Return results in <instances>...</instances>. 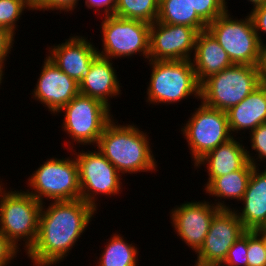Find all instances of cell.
Returning a JSON list of instances; mask_svg holds the SVG:
<instances>
[{"mask_svg":"<svg viewBox=\"0 0 266 266\" xmlns=\"http://www.w3.org/2000/svg\"><path fill=\"white\" fill-rule=\"evenodd\" d=\"M42 204L35 243L26 252L34 266L64 261L97 212L81 198ZM70 250V251H69Z\"/></svg>","mask_w":266,"mask_h":266,"instance_id":"6da1fadb","label":"cell"},{"mask_svg":"<svg viewBox=\"0 0 266 266\" xmlns=\"http://www.w3.org/2000/svg\"><path fill=\"white\" fill-rule=\"evenodd\" d=\"M114 117L105 126L95 146L122 174L152 172L157 162L149 136L132 124L121 125Z\"/></svg>","mask_w":266,"mask_h":266,"instance_id":"7a4b0ae2","label":"cell"},{"mask_svg":"<svg viewBox=\"0 0 266 266\" xmlns=\"http://www.w3.org/2000/svg\"><path fill=\"white\" fill-rule=\"evenodd\" d=\"M0 182V231L17 248L27 252L35 243L42 203L26 191H6Z\"/></svg>","mask_w":266,"mask_h":266,"instance_id":"3957f363","label":"cell"},{"mask_svg":"<svg viewBox=\"0 0 266 266\" xmlns=\"http://www.w3.org/2000/svg\"><path fill=\"white\" fill-rule=\"evenodd\" d=\"M152 68L147 87L149 104H173L194 95L200 99L201 84L197 81L191 60H148Z\"/></svg>","mask_w":266,"mask_h":266,"instance_id":"277c9868","label":"cell"},{"mask_svg":"<svg viewBox=\"0 0 266 266\" xmlns=\"http://www.w3.org/2000/svg\"><path fill=\"white\" fill-rule=\"evenodd\" d=\"M28 178L26 190L40 203L72 201L81 198L77 161L74 158L51 157ZM45 198V199H44Z\"/></svg>","mask_w":266,"mask_h":266,"instance_id":"5b68a950","label":"cell"},{"mask_svg":"<svg viewBox=\"0 0 266 266\" xmlns=\"http://www.w3.org/2000/svg\"><path fill=\"white\" fill-rule=\"evenodd\" d=\"M259 86L256 66L234 64L201 83L200 99L209 107L227 112Z\"/></svg>","mask_w":266,"mask_h":266,"instance_id":"8992f818","label":"cell"},{"mask_svg":"<svg viewBox=\"0 0 266 266\" xmlns=\"http://www.w3.org/2000/svg\"><path fill=\"white\" fill-rule=\"evenodd\" d=\"M244 18L234 19L226 10L207 25V30L227 52L233 64L256 66L261 43L250 14Z\"/></svg>","mask_w":266,"mask_h":266,"instance_id":"52a82bcc","label":"cell"},{"mask_svg":"<svg viewBox=\"0 0 266 266\" xmlns=\"http://www.w3.org/2000/svg\"><path fill=\"white\" fill-rule=\"evenodd\" d=\"M110 110L100 100L79 93L58 113L65 114L62 128L73 143L95 147L113 117Z\"/></svg>","mask_w":266,"mask_h":266,"instance_id":"ba28073f","label":"cell"},{"mask_svg":"<svg viewBox=\"0 0 266 266\" xmlns=\"http://www.w3.org/2000/svg\"><path fill=\"white\" fill-rule=\"evenodd\" d=\"M101 23L102 52L100 56L117 59L140 54L149 60L150 24L132 19L120 18L115 15L103 16Z\"/></svg>","mask_w":266,"mask_h":266,"instance_id":"9c48e42d","label":"cell"},{"mask_svg":"<svg viewBox=\"0 0 266 266\" xmlns=\"http://www.w3.org/2000/svg\"><path fill=\"white\" fill-rule=\"evenodd\" d=\"M181 128L191 151L193 165L207 153L234 137L225 111L205 105L202 101Z\"/></svg>","mask_w":266,"mask_h":266,"instance_id":"30bf717a","label":"cell"},{"mask_svg":"<svg viewBox=\"0 0 266 266\" xmlns=\"http://www.w3.org/2000/svg\"><path fill=\"white\" fill-rule=\"evenodd\" d=\"M70 153L76 155L81 199L84 202L97 210V196L104 194L111 197L121 193L123 175L100 151L75 152L73 149Z\"/></svg>","mask_w":266,"mask_h":266,"instance_id":"8fae6325","label":"cell"},{"mask_svg":"<svg viewBox=\"0 0 266 266\" xmlns=\"http://www.w3.org/2000/svg\"><path fill=\"white\" fill-rule=\"evenodd\" d=\"M247 230L233 209H221L212 219L195 264L219 266L235 241Z\"/></svg>","mask_w":266,"mask_h":266,"instance_id":"7c38bea8","label":"cell"},{"mask_svg":"<svg viewBox=\"0 0 266 266\" xmlns=\"http://www.w3.org/2000/svg\"><path fill=\"white\" fill-rule=\"evenodd\" d=\"M198 31L185 25L150 24L149 60H191Z\"/></svg>","mask_w":266,"mask_h":266,"instance_id":"4fadbf2b","label":"cell"},{"mask_svg":"<svg viewBox=\"0 0 266 266\" xmlns=\"http://www.w3.org/2000/svg\"><path fill=\"white\" fill-rule=\"evenodd\" d=\"M220 210L213 202H184L170 211L171 224L177 236L196 253L208 234L213 217Z\"/></svg>","mask_w":266,"mask_h":266,"instance_id":"5bb4252c","label":"cell"},{"mask_svg":"<svg viewBox=\"0 0 266 266\" xmlns=\"http://www.w3.org/2000/svg\"><path fill=\"white\" fill-rule=\"evenodd\" d=\"M34 88L32 98L44 104L55 115L80 93L79 84L47 57Z\"/></svg>","mask_w":266,"mask_h":266,"instance_id":"9a60e30c","label":"cell"},{"mask_svg":"<svg viewBox=\"0 0 266 266\" xmlns=\"http://www.w3.org/2000/svg\"><path fill=\"white\" fill-rule=\"evenodd\" d=\"M86 36H69L62 44L49 47L46 57L78 84L85 80L93 60L99 55Z\"/></svg>","mask_w":266,"mask_h":266,"instance_id":"2e32d148","label":"cell"},{"mask_svg":"<svg viewBox=\"0 0 266 266\" xmlns=\"http://www.w3.org/2000/svg\"><path fill=\"white\" fill-rule=\"evenodd\" d=\"M112 64L111 59L98 55L93 60L85 80L79 84L80 94L98 99L109 108V98L120 95L122 87Z\"/></svg>","mask_w":266,"mask_h":266,"instance_id":"e0dca14e","label":"cell"},{"mask_svg":"<svg viewBox=\"0 0 266 266\" xmlns=\"http://www.w3.org/2000/svg\"><path fill=\"white\" fill-rule=\"evenodd\" d=\"M254 166L244 197L242 210H234L246 230H256L266 222V166Z\"/></svg>","mask_w":266,"mask_h":266,"instance_id":"ac0fdd59","label":"cell"},{"mask_svg":"<svg viewBox=\"0 0 266 266\" xmlns=\"http://www.w3.org/2000/svg\"><path fill=\"white\" fill-rule=\"evenodd\" d=\"M193 56L191 62L200 84L210 75L234 65L227 52L207 29L198 33Z\"/></svg>","mask_w":266,"mask_h":266,"instance_id":"d6986e66","label":"cell"},{"mask_svg":"<svg viewBox=\"0 0 266 266\" xmlns=\"http://www.w3.org/2000/svg\"><path fill=\"white\" fill-rule=\"evenodd\" d=\"M245 148L246 146L244 147L239 139L237 141V138L232 137L202 157L195 167L200 168L202 165L204 167L207 165L208 181L204 185H207L215 177L240 170L248 162Z\"/></svg>","mask_w":266,"mask_h":266,"instance_id":"ffe728a7","label":"cell"},{"mask_svg":"<svg viewBox=\"0 0 266 266\" xmlns=\"http://www.w3.org/2000/svg\"><path fill=\"white\" fill-rule=\"evenodd\" d=\"M226 113L232 134L242 130L252 132L266 123V86L260 85Z\"/></svg>","mask_w":266,"mask_h":266,"instance_id":"44dd1931","label":"cell"},{"mask_svg":"<svg viewBox=\"0 0 266 266\" xmlns=\"http://www.w3.org/2000/svg\"><path fill=\"white\" fill-rule=\"evenodd\" d=\"M253 167L248 161L240 170L215 177L204 187L205 192L209 193L210 196H217L218 202H214L216 207L219 209H232L224 201L222 202V198L237 199V201L241 202L247 189Z\"/></svg>","mask_w":266,"mask_h":266,"instance_id":"7402d4cb","label":"cell"},{"mask_svg":"<svg viewBox=\"0 0 266 266\" xmlns=\"http://www.w3.org/2000/svg\"><path fill=\"white\" fill-rule=\"evenodd\" d=\"M158 22L185 25L198 32L206 30L207 24L192 9L188 0H159Z\"/></svg>","mask_w":266,"mask_h":266,"instance_id":"603a6c76","label":"cell"},{"mask_svg":"<svg viewBox=\"0 0 266 266\" xmlns=\"http://www.w3.org/2000/svg\"><path fill=\"white\" fill-rule=\"evenodd\" d=\"M138 248L128 243L121 234L113 233L106 242L97 266H138Z\"/></svg>","mask_w":266,"mask_h":266,"instance_id":"cb8c5ba5","label":"cell"},{"mask_svg":"<svg viewBox=\"0 0 266 266\" xmlns=\"http://www.w3.org/2000/svg\"><path fill=\"white\" fill-rule=\"evenodd\" d=\"M159 0H116L114 15L149 24L158 19Z\"/></svg>","mask_w":266,"mask_h":266,"instance_id":"d4e9b609","label":"cell"},{"mask_svg":"<svg viewBox=\"0 0 266 266\" xmlns=\"http://www.w3.org/2000/svg\"><path fill=\"white\" fill-rule=\"evenodd\" d=\"M25 9L33 11L24 0H0V27L16 35L17 21Z\"/></svg>","mask_w":266,"mask_h":266,"instance_id":"484cf974","label":"cell"},{"mask_svg":"<svg viewBox=\"0 0 266 266\" xmlns=\"http://www.w3.org/2000/svg\"><path fill=\"white\" fill-rule=\"evenodd\" d=\"M197 15L208 25L228 10L226 0H188Z\"/></svg>","mask_w":266,"mask_h":266,"instance_id":"4316f807","label":"cell"},{"mask_svg":"<svg viewBox=\"0 0 266 266\" xmlns=\"http://www.w3.org/2000/svg\"><path fill=\"white\" fill-rule=\"evenodd\" d=\"M247 247L248 230L235 241L219 266H248Z\"/></svg>","mask_w":266,"mask_h":266,"instance_id":"83f0119b","label":"cell"},{"mask_svg":"<svg viewBox=\"0 0 266 266\" xmlns=\"http://www.w3.org/2000/svg\"><path fill=\"white\" fill-rule=\"evenodd\" d=\"M250 134V140L251 141V148L252 151L255 150L256 154L255 156H251L254 153H250L249 150H247V158L248 161L253 166H260L258 162H261L263 160H266V123L260 124L257 128H255ZM257 155V158L255 159ZM266 162V161H263ZM258 164V165H257Z\"/></svg>","mask_w":266,"mask_h":266,"instance_id":"f1b7e54d","label":"cell"},{"mask_svg":"<svg viewBox=\"0 0 266 266\" xmlns=\"http://www.w3.org/2000/svg\"><path fill=\"white\" fill-rule=\"evenodd\" d=\"M248 266H266V249L262 237L255 230H248Z\"/></svg>","mask_w":266,"mask_h":266,"instance_id":"f546056e","label":"cell"},{"mask_svg":"<svg viewBox=\"0 0 266 266\" xmlns=\"http://www.w3.org/2000/svg\"><path fill=\"white\" fill-rule=\"evenodd\" d=\"M80 0H42L34 9L39 11L60 10L65 12L73 11Z\"/></svg>","mask_w":266,"mask_h":266,"instance_id":"4dcf8cb0","label":"cell"},{"mask_svg":"<svg viewBox=\"0 0 266 266\" xmlns=\"http://www.w3.org/2000/svg\"><path fill=\"white\" fill-rule=\"evenodd\" d=\"M19 249L0 231V266L10 264L17 257Z\"/></svg>","mask_w":266,"mask_h":266,"instance_id":"1f68e13d","label":"cell"},{"mask_svg":"<svg viewBox=\"0 0 266 266\" xmlns=\"http://www.w3.org/2000/svg\"><path fill=\"white\" fill-rule=\"evenodd\" d=\"M14 37L15 35L11 33L9 30L0 27V66L5 67V61H7V57H9L11 48L14 45Z\"/></svg>","mask_w":266,"mask_h":266,"instance_id":"d6a6232c","label":"cell"},{"mask_svg":"<svg viewBox=\"0 0 266 266\" xmlns=\"http://www.w3.org/2000/svg\"><path fill=\"white\" fill-rule=\"evenodd\" d=\"M255 31L257 33L258 39L262 44L264 41L261 39V33H266V3L255 9H251L250 13ZM261 31V32H260Z\"/></svg>","mask_w":266,"mask_h":266,"instance_id":"836d02e7","label":"cell"},{"mask_svg":"<svg viewBox=\"0 0 266 266\" xmlns=\"http://www.w3.org/2000/svg\"><path fill=\"white\" fill-rule=\"evenodd\" d=\"M85 6L90 10L93 9L95 12H103L104 16H109L114 15L116 0H85Z\"/></svg>","mask_w":266,"mask_h":266,"instance_id":"e575fe53","label":"cell"},{"mask_svg":"<svg viewBox=\"0 0 266 266\" xmlns=\"http://www.w3.org/2000/svg\"><path fill=\"white\" fill-rule=\"evenodd\" d=\"M260 85L266 86V44L260 45L258 60L256 63Z\"/></svg>","mask_w":266,"mask_h":266,"instance_id":"d590c367","label":"cell"},{"mask_svg":"<svg viewBox=\"0 0 266 266\" xmlns=\"http://www.w3.org/2000/svg\"><path fill=\"white\" fill-rule=\"evenodd\" d=\"M251 4H253V8L255 9L257 7H260L266 3V0H248Z\"/></svg>","mask_w":266,"mask_h":266,"instance_id":"8d00e7d4","label":"cell"},{"mask_svg":"<svg viewBox=\"0 0 266 266\" xmlns=\"http://www.w3.org/2000/svg\"><path fill=\"white\" fill-rule=\"evenodd\" d=\"M32 9H34L42 0H24Z\"/></svg>","mask_w":266,"mask_h":266,"instance_id":"74e56055","label":"cell"},{"mask_svg":"<svg viewBox=\"0 0 266 266\" xmlns=\"http://www.w3.org/2000/svg\"><path fill=\"white\" fill-rule=\"evenodd\" d=\"M255 231L262 237L266 249V232L262 231L260 228Z\"/></svg>","mask_w":266,"mask_h":266,"instance_id":"f35d334b","label":"cell"},{"mask_svg":"<svg viewBox=\"0 0 266 266\" xmlns=\"http://www.w3.org/2000/svg\"><path fill=\"white\" fill-rule=\"evenodd\" d=\"M5 67H3V66H0V85H1V83H2V79L4 78L3 77V75H4V71L5 70H3Z\"/></svg>","mask_w":266,"mask_h":266,"instance_id":"ab89813d","label":"cell"},{"mask_svg":"<svg viewBox=\"0 0 266 266\" xmlns=\"http://www.w3.org/2000/svg\"><path fill=\"white\" fill-rule=\"evenodd\" d=\"M262 231L266 232V222L262 225V227L260 228Z\"/></svg>","mask_w":266,"mask_h":266,"instance_id":"60d3db41","label":"cell"}]
</instances>
